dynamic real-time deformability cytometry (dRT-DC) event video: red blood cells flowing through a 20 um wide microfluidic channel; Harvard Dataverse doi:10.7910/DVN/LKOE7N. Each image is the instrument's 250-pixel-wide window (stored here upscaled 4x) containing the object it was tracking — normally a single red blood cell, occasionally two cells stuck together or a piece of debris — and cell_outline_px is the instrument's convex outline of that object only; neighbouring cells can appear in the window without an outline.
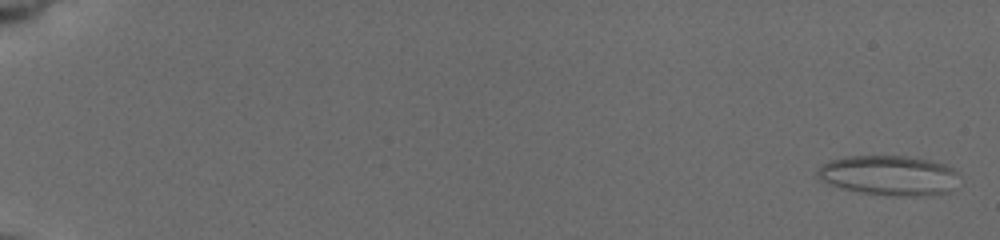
{"species": "common noctule bat (a hibernating species)", "species_latin": "Nyctalus noctula", "temperature_condition": "cold", "stored_images_in_passage": 12, "camera_frame_rate_fps": 3000, "um_per_image_px": 0.085, "animal": {"sex": "female", "body_mass_g": 19.5, "forearm_length_mm": 54.1}, "frame": {"image": 1, "passage_image": 1, "time_ms": 0.0, "image_size_px": [1000, 240], "cell_outline_px": [[960, 172], [948, 192], [924, 196], [892, 196], [860, 192], [844, 188], [820, 180], [816, 176], [816, 172], [824, 164], [832, 160], [848, 156], [908, 156], [928, 160], [944, 164]], "centroid_in_image_um": [75.57, 14.91], "position_along_channel_um": 9.4, "area_um2": 32.66}}
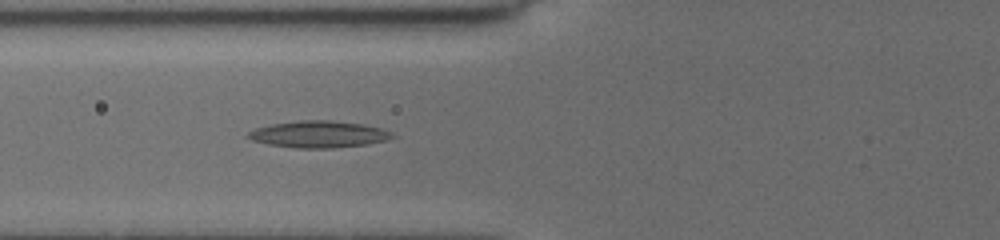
{"frame": {"image": 2, "passage_image": 12, "time_ms": 7.667, "image_size_px": [1000, 240], "cell_outline_px": [[396, 136], [384, 140], [368, 144], [332, 148], [296, 148], [268, 144], [252, 140], [244, 136], [248, 132], [256, 128], [272, 124], [300, 120], [328, 120], [364, 124], [380, 128], [392, 132]], "centroid_in_image_um": [27.07, 11.41], "position_along_channel_um": 98.7, "area_um2": 22.43}}